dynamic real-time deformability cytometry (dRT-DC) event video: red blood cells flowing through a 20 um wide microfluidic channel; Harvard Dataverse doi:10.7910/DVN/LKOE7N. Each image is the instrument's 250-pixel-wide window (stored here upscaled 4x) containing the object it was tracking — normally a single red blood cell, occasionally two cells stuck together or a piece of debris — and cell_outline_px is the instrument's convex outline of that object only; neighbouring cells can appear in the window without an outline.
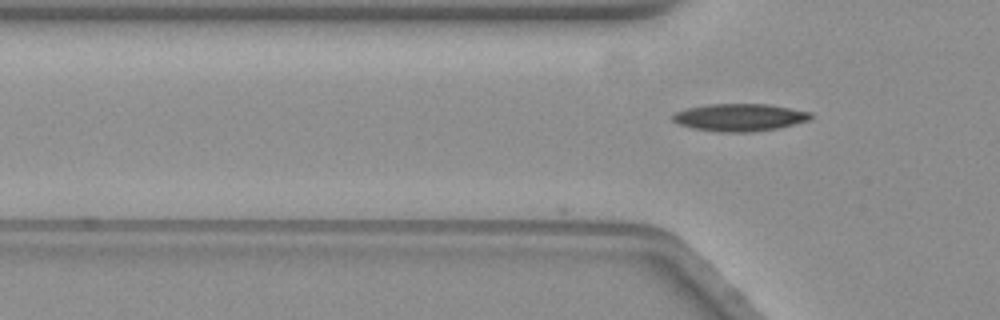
{"species": "common noctule bat (a hibernating species)", "species_latin": "Nyctalus noctula", "temperature_condition": "warm", "stored_images_in_passage": 3, "camera_frame_rate_fps": 3000, "um_per_image_px": 0.085, "animal": {"sex": "female", "body_mass_g": 19.3, "forearm_length_mm": 54.1}, "frame": {"image": 1, "passage_image": 3, "time_ms": 0.667, "image_size_px": [1000, 320], "cell_outline_px": [[812, 116], [808, 120], [780, 128], [752, 132], [720, 132], [692, 128], [680, 124], [672, 120], [672, 116], [676, 112], [688, 108], [708, 104], [768, 104], [812, 112]], "centroid_in_image_um": [62.88, 9.98], "position_along_channel_um": 62.9, "area_um2": 22.02}}